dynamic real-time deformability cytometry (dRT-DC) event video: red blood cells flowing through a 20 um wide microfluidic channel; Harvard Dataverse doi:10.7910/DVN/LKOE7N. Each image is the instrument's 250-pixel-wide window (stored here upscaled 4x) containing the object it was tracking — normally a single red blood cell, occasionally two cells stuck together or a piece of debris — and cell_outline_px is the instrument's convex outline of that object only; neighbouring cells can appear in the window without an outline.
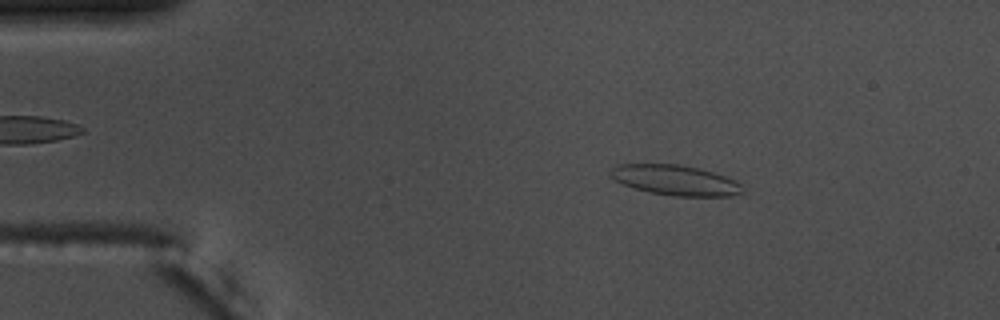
{"species": "common noctule bat (a hibernating species)", "species_latin": "Nyctalus noctula", "temperature_condition": "warm", "stored_images_in_passage": 55, "camera_frame_rate_fps": 3000, "um_per_image_px": 0.085, "animal": {"sex": "male", "body_mass_g": 17.5, "forearm_length_mm": 52.3}, "frame": {"image": 1, "passage_image": 9, "time_ms": 2.667, "image_size_px": [1000, 320], "cell_outline_px": [[744, 192], [732, 196], [672, 196], [652, 192], [636, 188], [624, 184], [608, 176], [608, 172], [616, 164], [680, 164], [712, 172], [736, 180], [744, 184]], "centroid_in_image_um": [57.43, 15.31], "position_along_channel_um": 27.6, "area_um2": 23.29}}
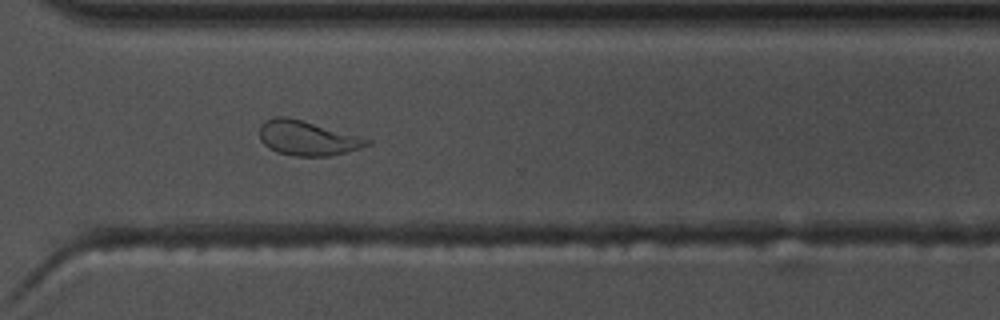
{"frame": {"image": 2, "passage_image": 40, "time_ms": 13.0, "image_size_px": [1000, 320], "cell_outline_px": [[372, 144], [360, 148], [328, 156], [292, 156], [276, 152], [268, 148], [260, 140], [260, 124], [264, 120], [276, 116], [284, 116], [300, 120], [360, 136], [372, 140]], "centroid_in_image_um": [26.09, 11.75], "position_along_channel_um": 344.5, "area_um2": 21.62}}
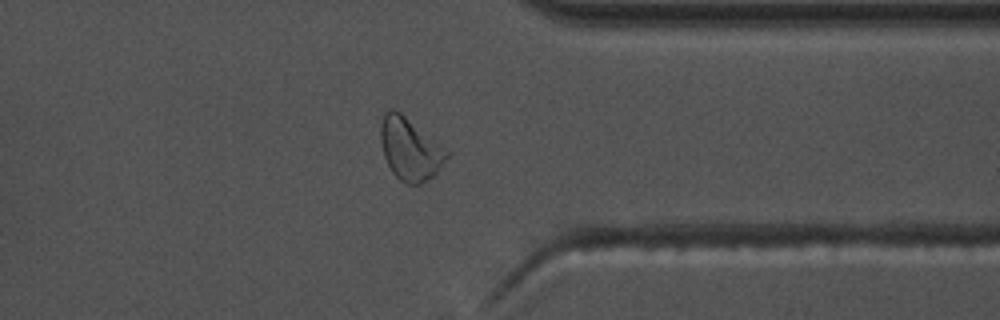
{"frame": {"image": 3, "passage_image": 43, "time_ms": 14.0, "image_size_px": [1000, 320], "cell_outline_px": [[452, 152], [436, 172], [432, 176], [420, 184], [408, 184], [400, 180], [392, 172], [384, 156], [380, 140], [380, 128], [384, 112], [392, 108], [400, 112]], "centroid_in_image_um": [34.86, 12.65], "position_along_channel_um": 376.5, "area_um2": 23.99}, "authors_computed_cell_mechanics": {"area_um2": 22.7732, "velocity_mm_per_s": 3.6799, "shape_relaxation_time_tau1_ms": 6.1335, "shape_relaxation_time_tau2_ms": 1.0648, "deformation_change_tau1": 0.197, "deformation_change_tau2": 0.0849}}